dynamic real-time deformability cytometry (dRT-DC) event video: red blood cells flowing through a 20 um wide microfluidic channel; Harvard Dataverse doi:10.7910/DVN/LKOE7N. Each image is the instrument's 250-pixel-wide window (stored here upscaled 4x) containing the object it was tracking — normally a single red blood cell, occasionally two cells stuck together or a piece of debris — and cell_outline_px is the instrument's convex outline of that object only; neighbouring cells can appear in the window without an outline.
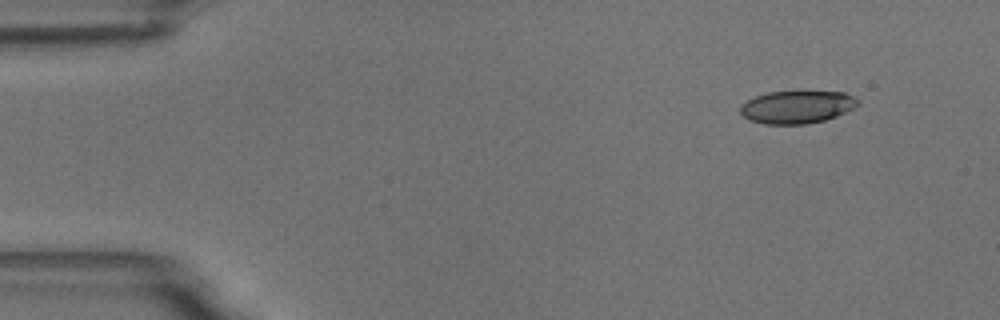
{"species": "common noctule bat (a hibernating species)", "species_latin": "Nyctalus noctula", "temperature_condition": "room temperature", "stored_images_in_passage": 3, "camera_frame_rate_fps": 3000, "um_per_image_px": 0.085, "animal": {"sex": "male", "body_mass_g": 18.8}, "frame": {"image": 1, "passage_image": 1, "time_ms": 0.0, "image_size_px": [1000, 320], "cell_outline_px": [[860, 104], [836, 116], [824, 120], [808, 124], [764, 124], [752, 120], [744, 116], [740, 112], [740, 104], [756, 96], [768, 92], [844, 92], [856, 96], [860, 100]], "centroid_in_image_um": [67.77, 9.09], "position_along_channel_um": 17.2, "area_um2": 22.31}}